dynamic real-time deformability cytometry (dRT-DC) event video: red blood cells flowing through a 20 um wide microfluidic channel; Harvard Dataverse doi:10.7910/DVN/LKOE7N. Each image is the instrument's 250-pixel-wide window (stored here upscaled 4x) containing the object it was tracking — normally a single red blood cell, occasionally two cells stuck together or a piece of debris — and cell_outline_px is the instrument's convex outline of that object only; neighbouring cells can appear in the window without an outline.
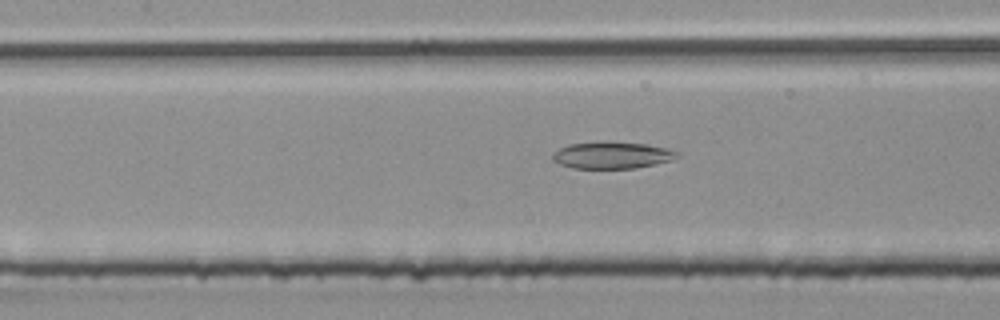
{"species": "common noctule bat (a hibernating species)", "species_latin": "Nyctalus noctula", "temperature_condition": "room temperature", "stored_images_in_passage": 52, "camera_frame_rate_fps": 3000, "um_per_image_px": 0.085, "animal": {"sex": "male", "body_mass_g": 20.4}, "frame": {"image": 1, "passage_image": 24, "time_ms": 7.667, "image_size_px": [1000, 320], "cell_outline_px": [[680, 156], [672, 160], [656, 164], [636, 168], [572, 168], [560, 164], [552, 160], [552, 156], [560, 148], [568, 144], [648, 144], [668, 148], [680, 152]], "centroid_in_image_um": [52.1, 13.23], "position_along_channel_um": 155.3, "area_um2": 18.73}}
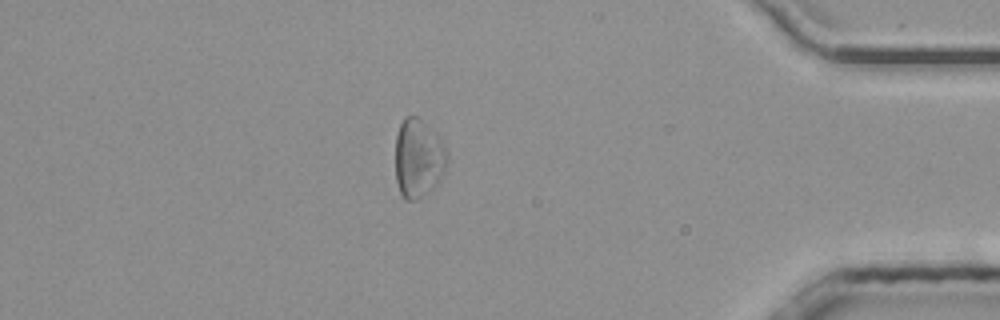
{"frame": {"image": 2, "passage_image": 45, "time_ms": 14.667, "image_size_px": [1000, 320], "cell_outline_px": [[448, 160], [440, 180], [432, 188], [416, 200], [404, 200], [400, 192], [396, 180], [396, 136], [400, 124], [404, 116], [416, 116], [436, 132], [444, 144], [448, 152]], "centroid_in_image_um": [35.57, 13.44], "position_along_channel_um": 399.6, "area_um2": 23.81}}
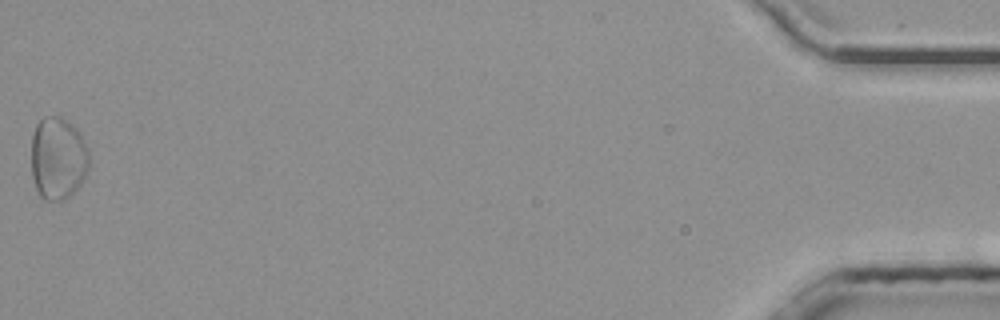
{"frame": {"image": 3, "passage_image": 52, "time_ms": 17.0, "image_size_px": [1000, 320], "cell_outline_px": [[88, 168], [80, 184], [64, 200], [44, 200], [40, 196], [36, 188], [32, 176], [32, 136], [36, 124], [44, 116], [56, 116], [68, 120], [72, 124], [84, 140], [88, 148]], "centroid_in_image_um": [4.91, 13.44], "position_along_channel_um": 430.3, "area_um2": 27.69}, "authors_computed_cell_mechanics": {"area_um2": 24.1315, "velocity_mm_per_s": 4.0651, "shape_relaxation_time_tau1_ms": null, "shape_relaxation_time_tau2_ms": 9.0666, "deformation_change_tau1": null, "deformation_change_tau2": 0.188}}